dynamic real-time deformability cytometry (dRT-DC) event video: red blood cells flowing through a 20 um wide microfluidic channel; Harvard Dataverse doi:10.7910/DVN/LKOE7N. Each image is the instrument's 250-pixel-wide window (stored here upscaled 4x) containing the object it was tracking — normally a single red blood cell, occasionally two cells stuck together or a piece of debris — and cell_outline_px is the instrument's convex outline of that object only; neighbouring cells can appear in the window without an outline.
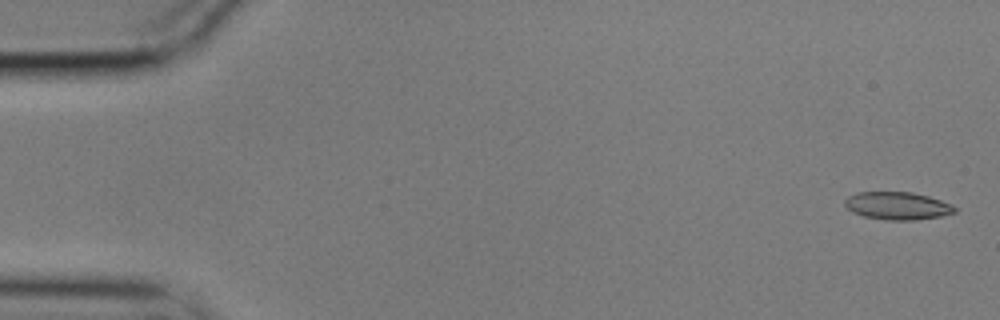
{"species": "common noctule bat (a hibernating species)", "species_latin": "Nyctalus noctula", "temperature_condition": "cold", "stored_images_in_passage": 58, "camera_frame_rate_fps": 3000, "um_per_image_px": 0.085, "animal": {"sex": "male", "body_mass_g": 17.9}, "frame": {"image": 1, "passage_image": 2, "time_ms": 0.333, "image_size_px": [1000, 320], "cell_outline_px": [[956, 212], [940, 216], [916, 220], [888, 220], [864, 216], [852, 212], [844, 204], [844, 200], [848, 196], [856, 192], [912, 192], [928, 196], [952, 204], [956, 208]], "centroid_in_image_um": [76.27, 17.49], "position_along_channel_um": 8.7, "area_um2": 17.74}}
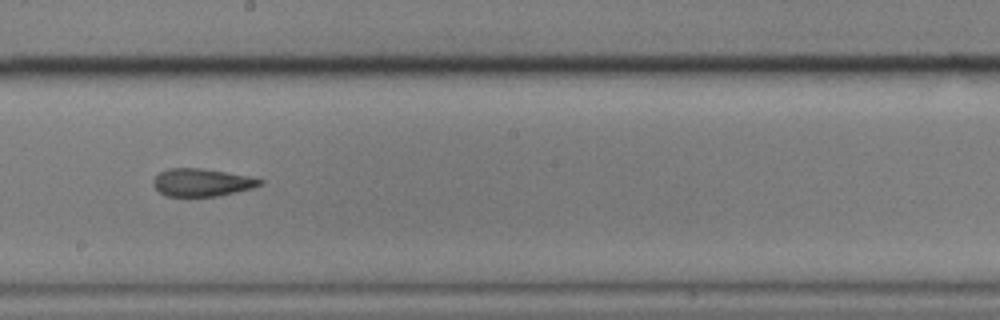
{"frame": {"image": 2, "passage_image": 32, "time_ms": 10.333, "image_size_px": [1000, 320], "cell_outline_px": [[264, 180], [260, 184], [252, 188], [220, 196], [164, 196], [152, 184], [152, 180], [160, 172], [168, 168], [200, 168], [248, 176]], "centroid_in_image_um": [17.12, 15.51], "position_along_channel_um": 231.1, "area_um2": 17.11}}
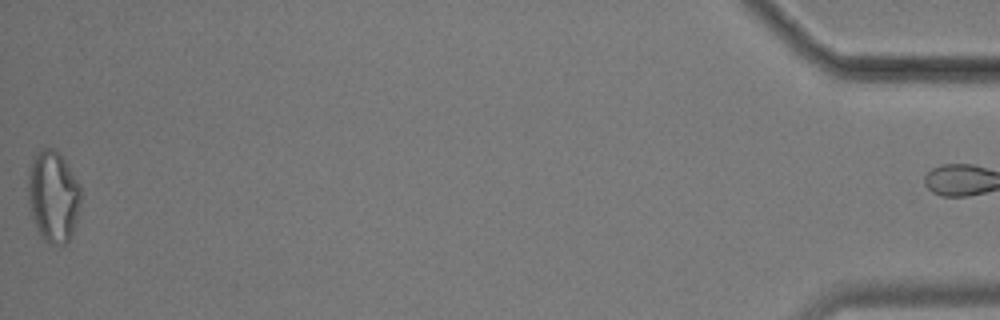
{"frame": {"image": 3, "passage_image": 57, "time_ms": 18.667, "image_size_px": [1000, 320], "cell_outline_px": [[80, 204], [72, 236], [64, 244], [48, 244], [40, 236], [36, 228], [32, 216], [28, 200], [28, 168], [32, 156], [36, 152], [44, 148], [56, 148], [80, 184]], "centroid_in_image_um": [4.5, 16.67], "position_along_channel_um": 430.7, "area_um2": 28.38}, "authors_computed_cell_mechanics": {"area_um2": 18.2359, "velocity_mm_per_s": 3.5317, "shape_relaxation_time_tau1_ms": null, "shape_relaxation_time_tau2_ms": 3.2626, "deformation_change_tau1": null, "deformation_change_tau2": 0.1214}}